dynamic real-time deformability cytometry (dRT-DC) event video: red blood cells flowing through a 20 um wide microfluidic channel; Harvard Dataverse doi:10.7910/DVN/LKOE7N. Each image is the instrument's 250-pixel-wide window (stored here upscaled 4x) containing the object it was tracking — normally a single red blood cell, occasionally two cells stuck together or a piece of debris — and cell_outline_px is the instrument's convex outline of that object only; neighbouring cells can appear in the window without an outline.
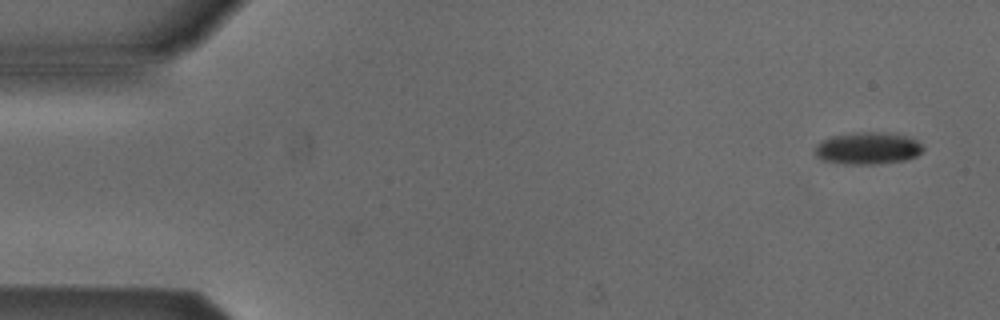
{"species": "Egyptian fruit bat (a non-hibernating species)", "species_latin": "Rousettus aegyptiacus", "temperature_condition": "cold", "stored_images_in_passage": 7, "camera_frame_rate_fps": 3000, "um_per_image_px": 0.085, "animal": {"sex": "male"}, "frame": {"image": 1, "passage_image": 1, "time_ms": 0.0, "image_size_px": [1000, 320], "cell_outline_px": [[924, 148], [916, 156], [908, 160], [876, 164], [844, 164], [820, 160], [812, 152], [816, 144], [820, 140], [832, 136], [868, 132], [872, 132], [904, 136], [916, 140]], "centroid_in_image_um": [73.68, 12.63], "position_along_channel_um": 11.3, "area_um2": 20.11}}
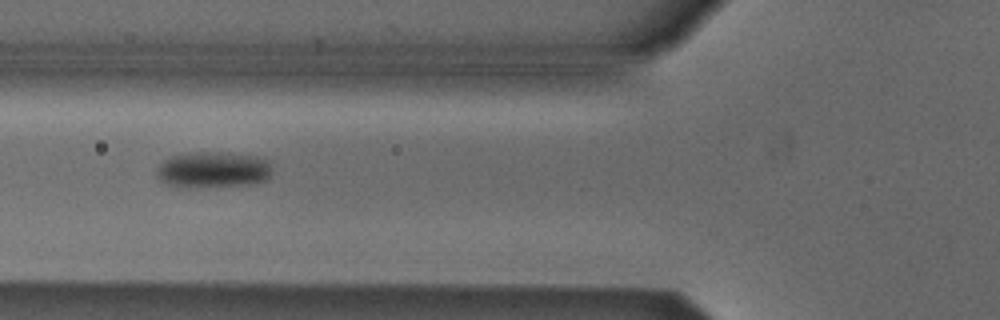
{"frame": {"image": 2, "passage_image": 6, "time_ms": 5.667, "image_size_px": [1000, 320], "cell_outline_px": [[272, 172], [268, 180], [256, 184], [188, 188], [168, 184], [160, 180], [156, 176], [156, 168], [164, 160], [172, 156], [188, 152], [216, 152], [256, 156], [272, 160]], "centroid_in_image_um": [18.16, 14.43], "position_along_channel_um": 107.6, "area_um2": 24.85}}
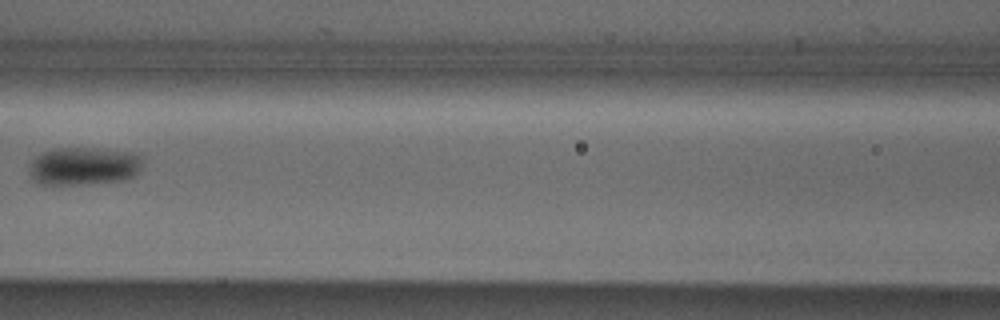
{"frame": {"image": 3, "passage_image": 7, "time_ms": 7.0, "image_size_px": [1000, 320], "cell_outline_px": [[144, 164], [140, 172], [128, 180], [88, 184], [36, 184], [32, 176], [32, 164], [44, 152], [60, 148], [96, 148], [124, 152], [144, 156]], "centroid_in_image_um": [7.26, 14.14], "position_along_channel_um": 159.3, "area_um2": 24.91}}